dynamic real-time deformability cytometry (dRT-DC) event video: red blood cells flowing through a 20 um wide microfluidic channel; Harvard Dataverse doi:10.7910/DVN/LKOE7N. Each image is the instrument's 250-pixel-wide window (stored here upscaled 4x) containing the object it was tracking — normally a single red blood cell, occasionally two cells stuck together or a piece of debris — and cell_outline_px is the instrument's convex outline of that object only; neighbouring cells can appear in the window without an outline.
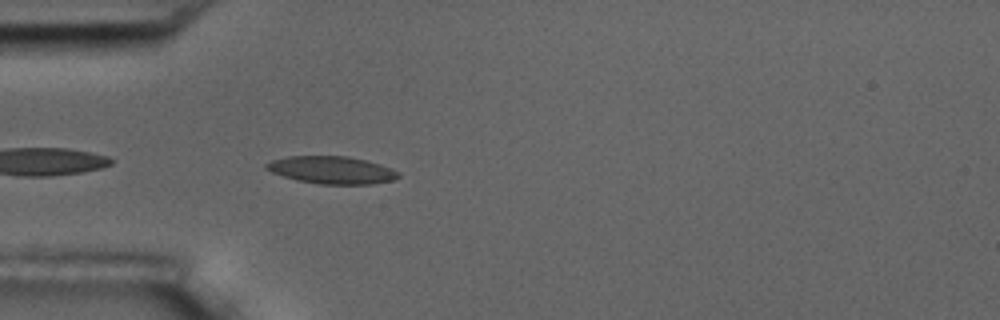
{"species": "common noctule bat (a hibernating species)", "species_latin": "Nyctalus noctula", "temperature_condition": "room temperature", "stored_images_in_passage": 5, "camera_frame_rate_fps": 3000, "um_per_image_px": 0.085, "animal": {"sex": "male", "body_mass_g": 17.5, "forearm_length_mm": 52.3}, "frame": {"image": 1, "passage_image": 5, "time_ms": 4.667, "image_size_px": [1000, 320], "cell_outline_px": [[400, 176], [392, 180], [372, 184], [320, 184], [300, 180], [284, 176], [272, 172], [264, 168], [264, 164], [272, 160], [288, 156], [348, 156], [380, 164], [392, 168], [400, 172]], "centroid_in_image_um": [28.21, 14.44], "position_along_channel_um": 56.8, "area_um2": 21.04}}